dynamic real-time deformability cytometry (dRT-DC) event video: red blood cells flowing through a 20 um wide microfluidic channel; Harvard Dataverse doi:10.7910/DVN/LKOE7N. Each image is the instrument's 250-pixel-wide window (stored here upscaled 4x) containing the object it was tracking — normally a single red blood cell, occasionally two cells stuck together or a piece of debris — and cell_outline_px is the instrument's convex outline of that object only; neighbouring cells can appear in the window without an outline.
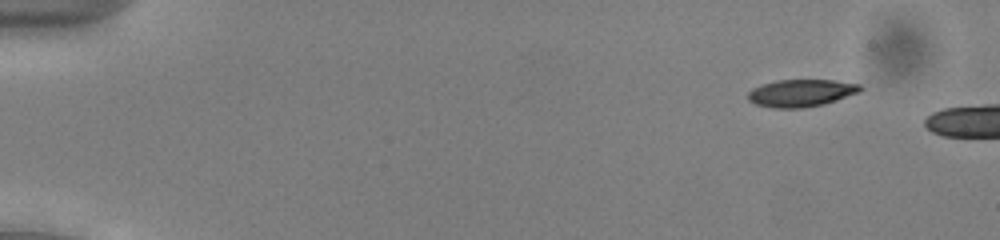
{"species": "common noctule bat (a hibernating species)", "species_latin": "Nyctalus noctula", "temperature_condition": "cold", "stored_images_in_passage": 5, "camera_frame_rate_fps": 3000, "um_per_image_px": 0.085, "animal": {"sex": "male", "body_mass_g": 13.0, "forearm_length_mm": 53.1}, "frame": {"image": 1, "passage_image": 1, "time_ms": 0.0, "image_size_px": [1000, 240], "cell_outline_px": [[864, 88], [860, 92], [824, 104], [800, 108], [772, 108], [756, 104], [748, 100], [748, 92], [752, 88], [760, 84], [776, 80], [832, 80], [860, 84]], "centroid_in_image_um": [68.08, 7.9], "position_along_channel_um": 16.9, "area_um2": 17.98}}